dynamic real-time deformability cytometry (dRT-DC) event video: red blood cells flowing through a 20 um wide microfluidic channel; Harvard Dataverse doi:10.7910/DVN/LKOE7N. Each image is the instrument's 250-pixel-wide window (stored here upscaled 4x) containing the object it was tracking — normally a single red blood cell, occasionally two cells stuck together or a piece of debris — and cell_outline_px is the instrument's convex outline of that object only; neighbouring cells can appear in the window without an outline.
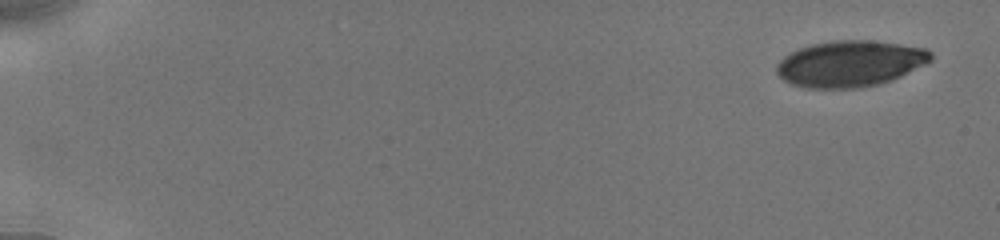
{"species": "human", "species_latin": "Homo sapiens", "temperature_condition": "cold", "stored_images_in_passage": 46, "camera_frame_rate_fps": 3000, "um_per_image_px": 0.085, "donor": {"sex": "male"}, "frame": {"image": 1, "passage_image": 1, "time_ms": 0.0, "image_size_px": [1000, 240], "cell_outline_px": [[932, 60], [900, 76], [876, 84], [856, 88], [804, 88], [792, 84], [784, 80], [776, 72], [776, 64], [788, 52], [808, 44], [832, 40], [868, 40], [900, 44], [924, 48], [932, 52]], "centroid_in_image_um": [72.19, 5.39], "position_along_channel_um": 12.8, "area_um2": 41.44}}
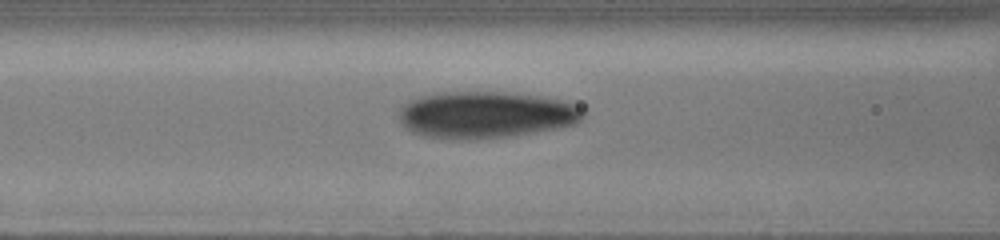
{"frame": {"image": 2, "passage_image": 35, "time_ms": 7.333, "image_size_px": [1000, 240], "cell_outline_px": [[584, 116], [576, 124], [560, 128], [512, 136], [476, 140], [448, 140], [424, 136], [412, 132], [404, 128], [396, 112], [408, 100], [420, 96], [440, 92], [504, 92], [536, 96], [560, 100], [572, 104], [580, 108], [584, 112]], "centroid_in_image_um": [41.21, 9.78], "position_along_channel_um": 125.4, "area_um2": 50.81}}
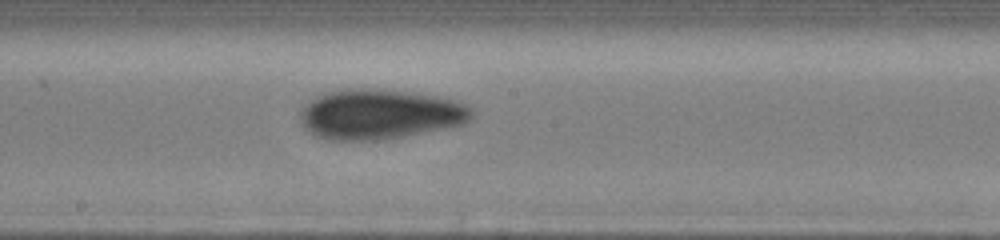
{"frame": {"image": 3, "passage_image": 45, "time_ms": 9.667, "image_size_px": [1000, 240], "cell_outline_px": [[472, 116], [464, 124], [448, 128], [384, 140], [328, 140], [316, 136], [304, 128], [300, 124], [300, 108], [304, 104], [316, 96], [324, 92], [348, 88], [368, 88], [416, 92], [440, 96], [456, 100], [472, 108]], "centroid_in_image_um": [32.26, 9.7], "position_along_channel_um": 215.9, "area_um2": 50.81}}